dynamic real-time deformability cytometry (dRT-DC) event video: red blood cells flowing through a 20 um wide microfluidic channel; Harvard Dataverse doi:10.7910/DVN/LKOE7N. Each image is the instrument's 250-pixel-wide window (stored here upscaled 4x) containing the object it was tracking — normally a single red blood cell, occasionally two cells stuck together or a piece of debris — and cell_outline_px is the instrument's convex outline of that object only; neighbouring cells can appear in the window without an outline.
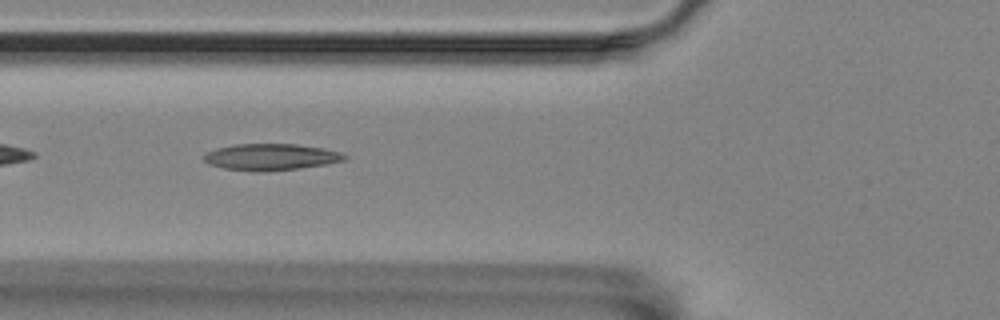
{"species": "Egyptian fruit bat (a non-hibernating species)", "species_latin": "Rousettus aegyptiacus", "temperature_condition": "room temperature", "stored_images_in_passage": 29, "camera_frame_rate_fps": 3000, "um_per_image_px": 0.085, "animal": {"sex": "female"}, "frame": {"image": 1, "passage_image": 5, "time_ms": 1.333, "image_size_px": [1000, 320], "cell_outline_px": [[348, 156], [344, 160], [324, 164], [296, 168], [260, 172], [224, 168], [208, 164], [204, 160], [204, 156], [208, 152], [216, 148], [236, 144], [296, 144], [324, 148], [340, 152]], "centroid_in_image_um": [23.01, 13.33], "position_along_channel_um": 102.8, "area_um2": 21.44}}
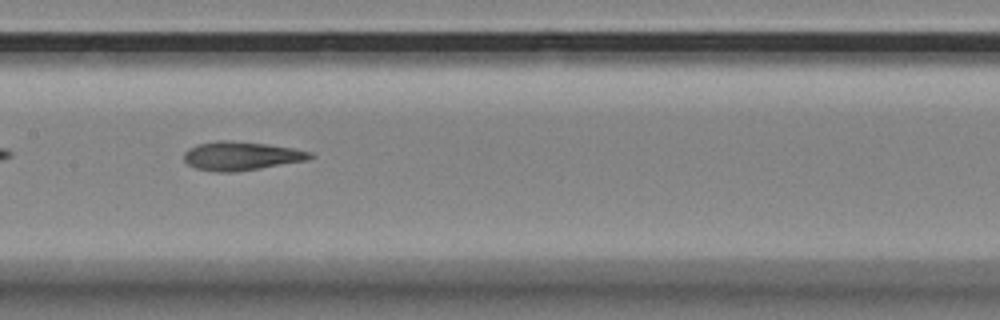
{"frame": {"image": 2, "passage_image": 12, "time_ms": 3.667, "image_size_px": [1000, 320], "cell_outline_px": [[312, 156], [304, 160], [260, 168], [236, 172], [216, 172], [196, 168], [188, 164], [184, 160], [184, 152], [188, 148], [200, 144], [216, 140], [228, 140], [268, 144], [292, 148], [312, 152]], "centroid_in_image_um": [20.44, 13.25], "position_along_channel_um": 187.0, "area_um2": 20.87}}
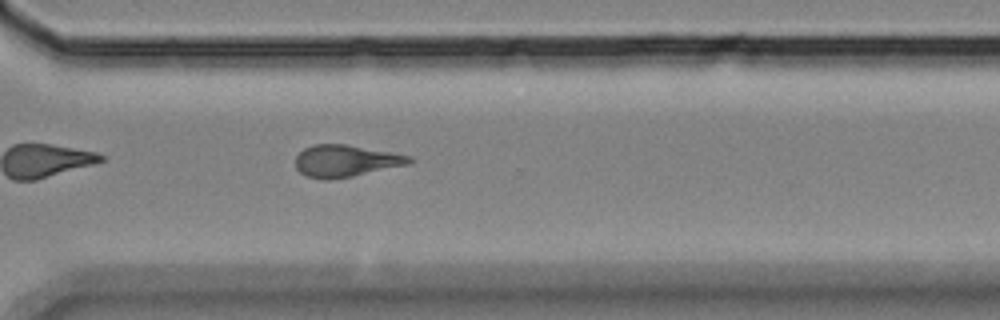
{"frame": {"image": 3, "passage_image": 25, "time_ms": 8.0, "image_size_px": [1000, 320], "cell_outline_px": [[412, 164], [352, 176], [328, 180], [324, 180], [308, 176], [300, 172], [296, 168], [296, 156], [304, 148], [312, 144], [344, 144], [412, 156]], "centroid_in_image_um": [29.39, 13.68], "position_along_channel_um": 341.2, "area_um2": 21.1}, "authors_computed_cell_mechanics": {"area_um2": 20.6924, "velocity_mm_per_s": 3.5754, "shape_relaxation_time_tau1_ms": null, "shape_relaxation_time_tau2_ms": 5.028, "deformation_change_tau1": null, "deformation_change_tau2": 0.1651}}